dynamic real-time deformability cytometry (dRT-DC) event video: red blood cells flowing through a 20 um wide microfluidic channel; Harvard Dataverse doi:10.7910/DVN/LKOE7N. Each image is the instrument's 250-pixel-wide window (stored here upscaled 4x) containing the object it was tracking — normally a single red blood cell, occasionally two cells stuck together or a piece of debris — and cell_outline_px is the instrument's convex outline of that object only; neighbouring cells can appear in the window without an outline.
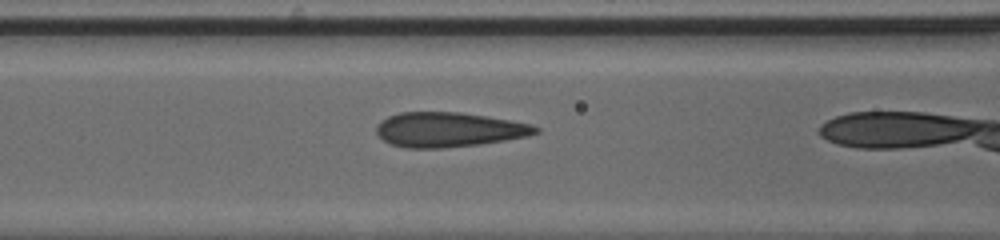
{"species": "human", "species_latin": "Homo sapiens", "temperature_condition": "cold", "stored_images_in_passage": 27, "camera_frame_rate_fps": 3000, "um_per_image_px": 0.085, "donor": {"sex": "male"}, "frame": {"image": 1, "passage_image": 22, "time_ms": 7.0, "image_size_px": [1000, 240], "cell_outline_px": [[540, 132], [528, 136], [480, 144], [444, 148], [404, 148], [392, 144], [384, 140], [376, 132], [376, 128], [388, 116], [400, 112], [460, 112], [488, 116], [532, 124], [540, 128]], "centroid_in_image_um": [38.18, 11.02], "position_along_channel_um": 128.4, "area_um2": 32.14}}
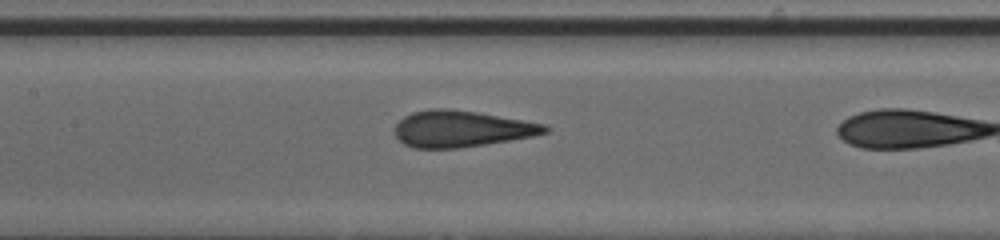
{"frame": {"image": 2, "passage_image": 25, "time_ms": 8.0, "image_size_px": [1000, 240], "cell_outline_px": [[552, 128], [548, 132], [532, 136], [460, 148], [412, 148], [404, 144], [392, 132], [392, 128], [404, 116], [412, 112], [432, 108], [448, 108], [476, 112], [548, 124]], "centroid_in_image_um": [39.2, 10.94], "position_along_channel_um": 168.2, "area_um2": 32.02}}